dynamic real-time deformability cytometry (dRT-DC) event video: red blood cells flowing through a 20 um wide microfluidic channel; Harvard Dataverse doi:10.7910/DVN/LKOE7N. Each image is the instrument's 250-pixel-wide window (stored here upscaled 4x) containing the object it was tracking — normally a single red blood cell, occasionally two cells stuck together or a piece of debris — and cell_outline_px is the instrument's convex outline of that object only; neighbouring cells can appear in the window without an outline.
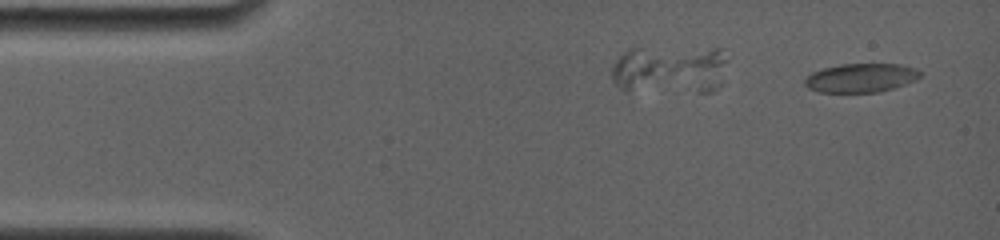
{"species": "common noctule bat (a hibernating species)", "species_latin": "Nyctalus noctula", "temperature_condition": "room temperature", "stored_images_in_passage": 6, "camera_frame_rate_fps": 4000, "um_per_image_px": 0.085, "animal": {"sex": "female", "body_mass_g": 19.0, "forearm_length_mm": 56.7}, "frame": {"image": 1, "passage_image": 1, "time_ms": 0.0, "image_size_px": [1000, 240], "cell_outline_px": [[920, 76], [916, 80], [880, 92], [820, 92], [808, 88], [804, 84], [804, 80], [812, 72], [824, 68], [840, 64], [900, 64], [916, 68], [920, 72]], "centroid_in_image_um": [73.17, 6.61], "position_along_channel_um": 11.8, "area_um2": 19.31}}
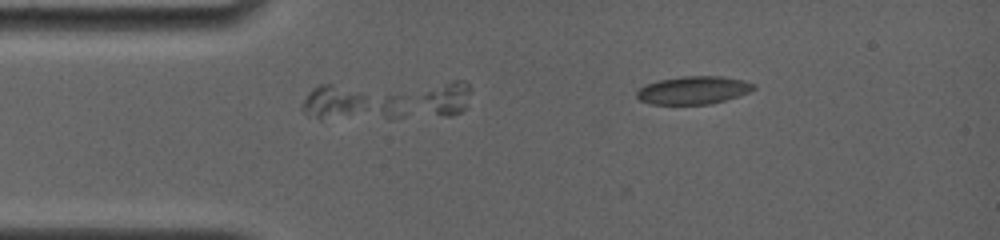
{"frame": {"image": 2, "passage_image": 4, "time_ms": 1.75, "image_size_px": [1000, 240], "cell_outline_px": [[408, 96], [404, 116], [392, 120], [320, 120], [304, 112], [300, 108], [300, 104], [308, 92], [312, 88], [320, 84], [332, 84]], "centroid_in_image_um": [29.96, 8.83], "position_along_channel_um": 55.0, "area_um2": 22.37}}